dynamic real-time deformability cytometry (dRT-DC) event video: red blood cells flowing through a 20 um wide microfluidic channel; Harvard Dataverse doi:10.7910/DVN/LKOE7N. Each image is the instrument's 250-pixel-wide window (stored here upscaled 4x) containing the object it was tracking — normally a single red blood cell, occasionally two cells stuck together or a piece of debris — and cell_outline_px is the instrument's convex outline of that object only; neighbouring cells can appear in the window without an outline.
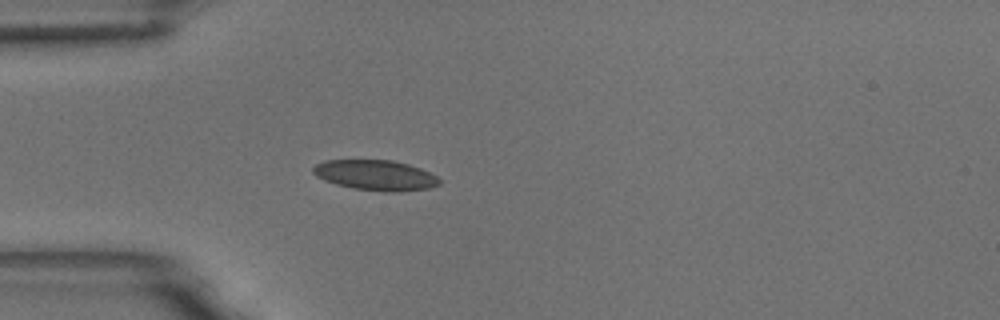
{"species": "common noctule bat (a hibernating species)", "species_latin": "Nyctalus noctula", "temperature_condition": "room temperature", "stored_images_in_passage": 43, "camera_frame_rate_fps": 3000, "um_per_image_px": 0.085, "animal": {"sex": "male", "body_mass_g": 18.8}, "frame": {"image": 1, "passage_image": 1, "time_ms": 0.0, "image_size_px": [1000, 320], "cell_outline_px": [[440, 184], [428, 188], [400, 192], [388, 192], [352, 188], [336, 184], [324, 180], [316, 176], [312, 172], [312, 168], [316, 164], [324, 160], [392, 160], [408, 164], [420, 168], [436, 176], [440, 180]], "centroid_in_image_um": [31.9, 14.89], "position_along_channel_um": 53.1, "area_um2": 22.31}}
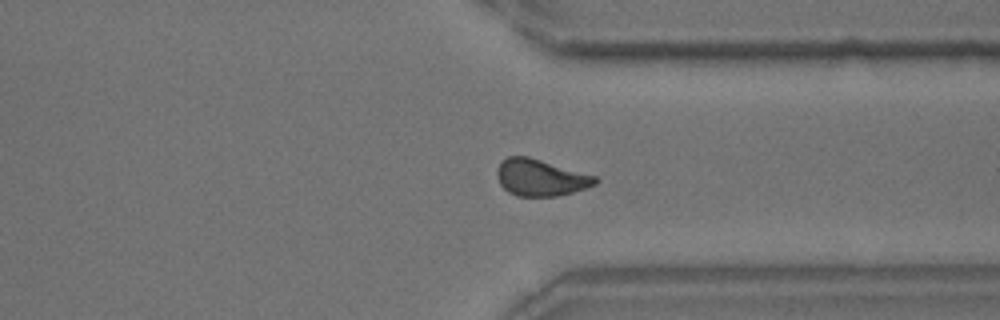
{"frame": {"image": 2, "passage_image": 29, "time_ms": 9.333, "image_size_px": [1000, 320], "cell_outline_px": [[600, 180], [596, 184], [572, 192], [556, 196], [516, 196], [508, 192], [500, 184], [496, 176], [496, 172], [500, 164], [508, 156], [528, 156], [596, 176]], "centroid_in_image_um": [45.94, 15.1], "position_along_channel_um": 365.5, "area_um2": 20.87}}
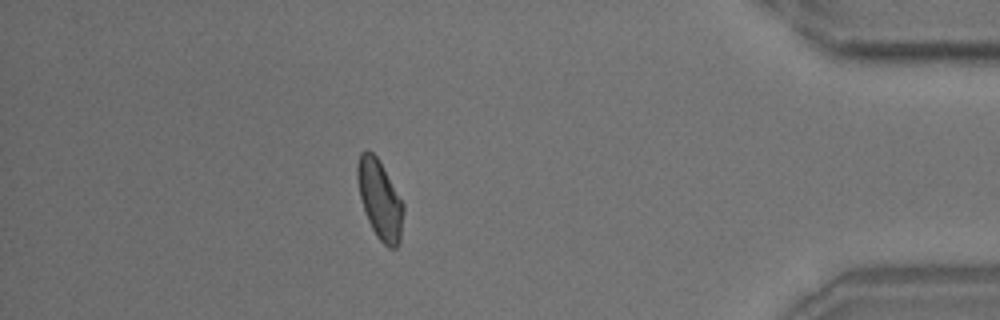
{"frame": {"image": 3, "passage_image": 36, "time_ms": 11.667, "image_size_px": [1000, 320], "cell_outline_px": [[404, 208], [400, 244], [396, 248], [388, 248], [376, 236], [364, 212], [360, 196], [356, 176], [356, 164], [360, 152], [368, 148], [376, 156], [404, 204]], "centroid_in_image_um": [32.27, 16.97], "position_along_channel_um": 402.9, "area_um2": 21.21}, "authors_computed_cell_mechanics": {"area_um2": 21.2126, "velocity_mm_per_s": 3.4287, "shape_relaxation_time_tau1_ms": 5.7828, "shape_relaxation_time_tau2_ms": 1.8111, "deformation_change_tau1": 0.1149, "deformation_change_tau2": 0.0722}}